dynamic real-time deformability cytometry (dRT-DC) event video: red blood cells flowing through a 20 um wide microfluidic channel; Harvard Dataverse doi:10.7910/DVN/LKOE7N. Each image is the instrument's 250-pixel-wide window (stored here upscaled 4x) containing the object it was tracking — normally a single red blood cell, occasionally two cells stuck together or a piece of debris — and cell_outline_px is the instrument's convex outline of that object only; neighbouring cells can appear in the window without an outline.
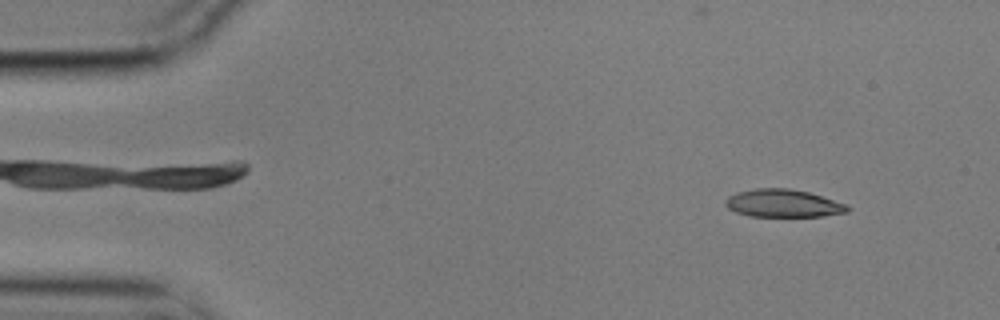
{"species": "common noctule bat (a hibernating species)", "species_latin": "Nyctalus noctula", "temperature_condition": "cold", "stored_images_in_passage": 5, "segment_of_instrument_passage": [1, 2], "camera_frame_rate_fps": 3000, "um_per_image_px": 0.085, "animal": {"sex": "male", "body_mass_g": 17.9}, "frame": {"image": 1, "passage_image": 2, "time_ms": 0.333, "image_size_px": [1000, 320], "cell_outline_px": [[852, 208], [848, 212], [824, 216], [748, 216], [736, 212], [728, 208], [724, 204], [724, 200], [728, 196], [736, 192], [756, 188], [788, 188], [808, 192], [848, 204]], "centroid_in_image_um": [66.57, 17.28], "position_along_channel_um": 18.4, "area_um2": 19.94}}